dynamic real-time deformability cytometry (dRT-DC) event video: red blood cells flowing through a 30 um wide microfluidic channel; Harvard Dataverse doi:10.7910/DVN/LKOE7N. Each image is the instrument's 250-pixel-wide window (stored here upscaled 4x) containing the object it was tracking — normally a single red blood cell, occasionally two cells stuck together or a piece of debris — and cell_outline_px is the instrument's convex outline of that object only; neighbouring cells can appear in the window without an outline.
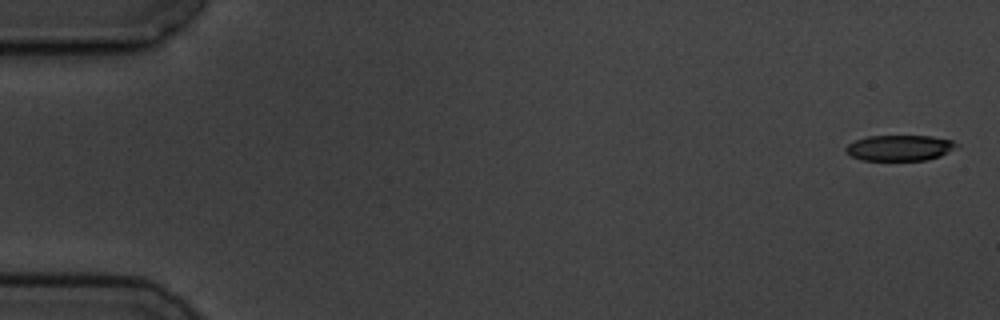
{"species": "common noctule bat (a hibernating species)", "species_latin": "Nyctalus noctula", "temperature_condition": "cold", "stored_images_in_passage": 8, "camera_frame_rate_fps": 3000, "um_per_image_px": 0.085, "animal": {"sex": "male", "body_mass_g": 19.5, "forearm_length_mm": 54.6}, "frame": {"image": 1, "passage_image": 1, "time_ms": 0.0, "image_size_px": [1000, 320], "cell_outline_px": [[960, 144], [948, 152], [940, 156], [928, 160], [860, 160], [852, 156], [844, 148], [848, 144], [856, 140], [868, 136], [932, 136], [952, 140]], "centroid_in_image_um": [76.49, 12.57], "position_along_channel_um": 8.5, "area_um2": 16.53}}
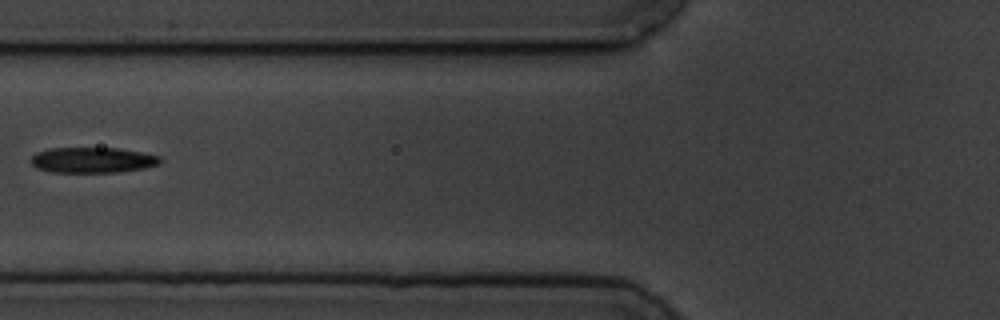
{"frame": {"image": 2, "passage_image": 7, "time_ms": 7.0, "image_size_px": [1000, 320], "cell_outline_px": [[160, 164], [144, 168], [120, 172], [52, 172], [36, 168], [28, 160], [36, 152], [52, 148], [116, 148], [140, 152], [160, 156]], "centroid_in_image_um": [7.83, 13.61], "position_along_channel_um": 118.0, "area_um2": 19.25}}
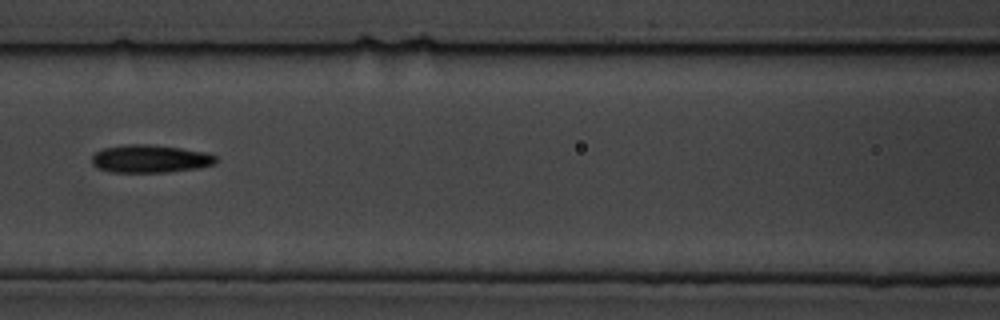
{"frame": {"image": 3, "passage_image": 8, "time_ms": 8.0, "image_size_px": [1000, 320], "cell_outline_px": [[216, 164], [200, 168], [168, 172], [112, 172], [100, 168], [92, 164], [92, 156], [96, 152], [104, 148], [128, 144], [152, 144], [180, 148], [204, 152], [216, 156]], "centroid_in_image_um": [12.79, 13.5], "position_along_channel_um": 153.8, "area_um2": 20.11}}